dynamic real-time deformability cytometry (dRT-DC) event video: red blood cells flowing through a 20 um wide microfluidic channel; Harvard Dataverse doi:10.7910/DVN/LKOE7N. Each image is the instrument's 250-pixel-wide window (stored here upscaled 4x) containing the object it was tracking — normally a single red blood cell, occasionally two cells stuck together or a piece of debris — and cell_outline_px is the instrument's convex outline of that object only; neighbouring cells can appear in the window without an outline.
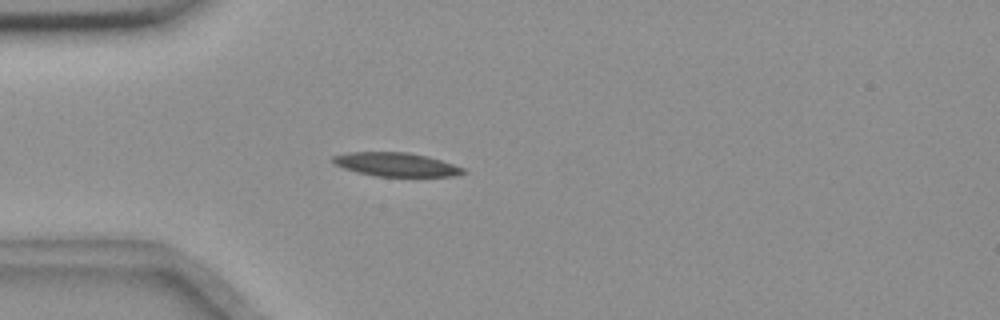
{"species": "common noctule bat (a hibernating species)", "species_latin": "Nyctalus noctula", "temperature_condition": "room temperature", "stored_images_in_passage": 55, "camera_frame_rate_fps": 3000, "um_per_image_px": 0.085, "animal": {"sex": "female", "body_mass_g": 18.4}, "frame": {"image": 1, "passage_image": 15, "time_ms": 4.667, "image_size_px": [1000, 320], "cell_outline_px": [[468, 172], [452, 176], [376, 176], [356, 172], [344, 168], [336, 164], [332, 160], [332, 156], [348, 152], [408, 152], [428, 156], [464, 168]], "centroid_in_image_um": [33.66, 13.98], "position_along_channel_um": 51.3, "area_um2": 17.92}}
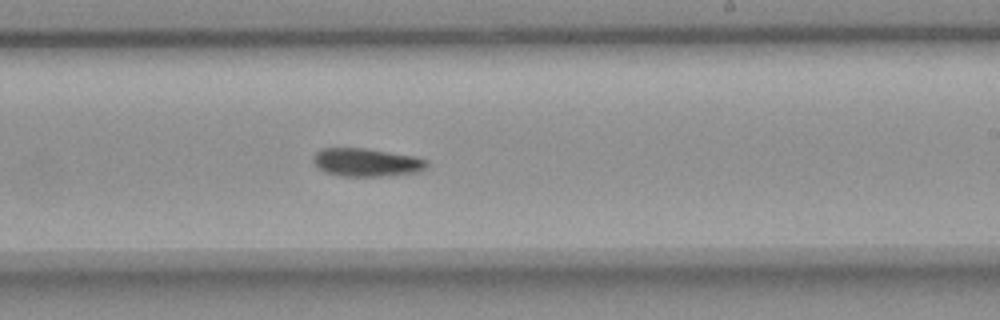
{"frame": {"image": 2, "passage_image": 33, "time_ms": 10.667, "image_size_px": [1000, 320], "cell_outline_px": [[428, 164], [420, 172], [392, 176], [340, 176], [324, 172], [312, 160], [312, 156], [320, 148], [364, 148], [416, 156], [428, 160]], "centroid_in_image_um": [31.17, 13.8], "position_along_channel_um": 257.8, "area_um2": 18.9}}
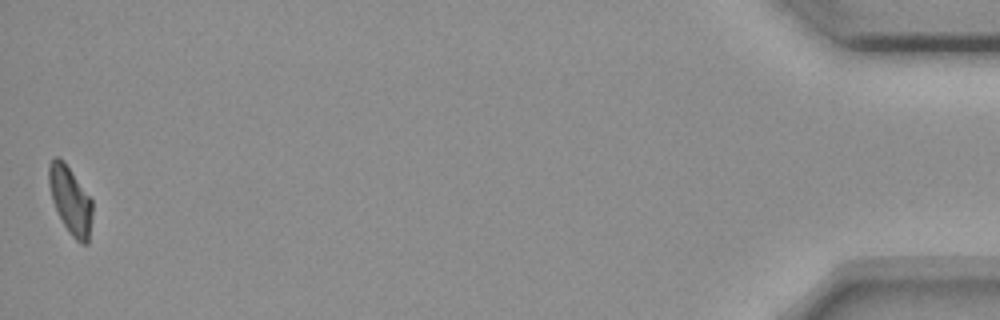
{"frame": {"image": 3, "passage_image": 55, "time_ms": 18.0, "image_size_px": [1000, 320], "cell_outline_px": [[92, 216], [88, 244], [80, 244], [72, 236], [64, 224], [52, 200], [48, 180], [48, 164], [56, 156], [60, 156], [64, 160], [92, 200]], "centroid_in_image_um": [5.98, 17.0], "position_along_channel_um": 429.2, "area_um2": 17.05}, "authors_computed_cell_mechanics": {"area_um2": 17.918, "velocity_mm_per_s": 3.6322, "shape_relaxation_time_tau1_ms": 11.3439, "shape_relaxation_time_tau2_ms": null, "deformation_change_tau1": 0.2056, "deformation_change_tau2": null}}